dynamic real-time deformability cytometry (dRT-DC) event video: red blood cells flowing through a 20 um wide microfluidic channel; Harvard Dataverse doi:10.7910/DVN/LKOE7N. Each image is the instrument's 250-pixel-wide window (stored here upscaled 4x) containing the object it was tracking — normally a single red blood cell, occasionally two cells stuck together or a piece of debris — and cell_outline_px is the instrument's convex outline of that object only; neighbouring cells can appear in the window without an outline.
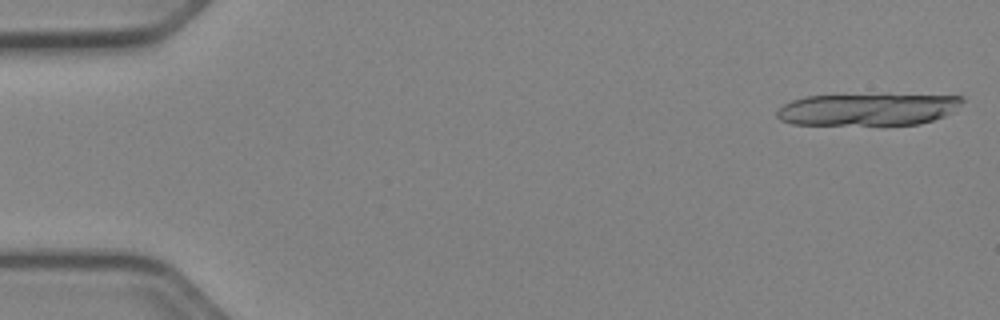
{"species": "Egyptian fruit bat (a non-hibernating species)", "species_latin": "Rousettus aegyptiacus", "temperature_condition": "cold", "stored_images_in_passage": 17, "camera_frame_rate_fps": 3000, "um_per_image_px": 0.085, "animal": {"sex": "female"}, "frame": {"image": 1, "passage_image": 1, "time_ms": 0.0, "image_size_px": [1000, 320], "cell_outline_px": [[964, 100], [952, 112], [944, 116], [920, 124], [884, 128], [792, 124], [780, 120], [776, 116], [776, 112], [784, 104], [792, 100], [808, 96], [888, 92], [964, 96]], "centroid_in_image_um": [73.81, 9.31], "position_along_channel_um": 11.2, "area_um2": 37.69}}